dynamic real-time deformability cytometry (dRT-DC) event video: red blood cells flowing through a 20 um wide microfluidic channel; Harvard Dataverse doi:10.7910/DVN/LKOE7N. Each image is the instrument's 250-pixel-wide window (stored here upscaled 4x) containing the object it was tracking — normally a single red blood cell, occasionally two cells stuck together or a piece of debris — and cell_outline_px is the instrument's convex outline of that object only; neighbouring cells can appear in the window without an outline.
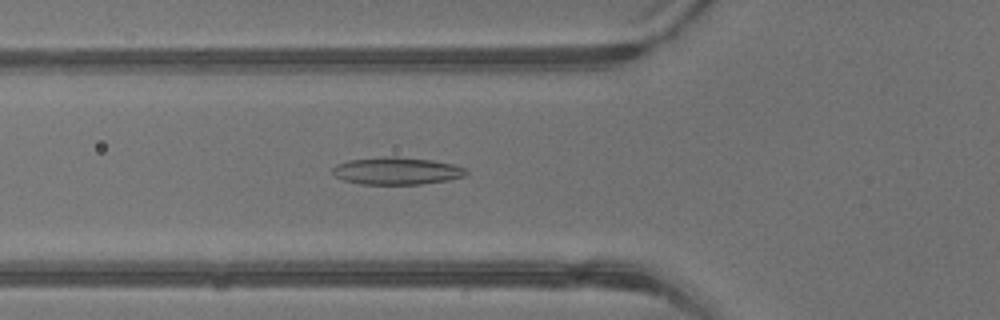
{"species": "common noctule bat (a hibernating species)", "species_latin": "Nyctalus noctula", "temperature_condition": "warm", "stored_images_in_passage": 28, "camera_frame_rate_fps": 3000, "um_per_image_px": 0.085, "animal": {"sex": "male", "body_mass_g": 13.3}, "frame": {"image": 1, "passage_image": 2, "time_ms": 0.333, "image_size_px": [1000, 320], "cell_outline_px": [[468, 172], [464, 176], [448, 180], [420, 184], [360, 184], [344, 180], [336, 176], [332, 172], [332, 168], [336, 164], [348, 160], [384, 156], [396, 156], [432, 160], [452, 164], [464, 168]], "centroid_in_image_um": [33.69, 14.52], "position_along_channel_um": 92.1, "area_um2": 21.27}}
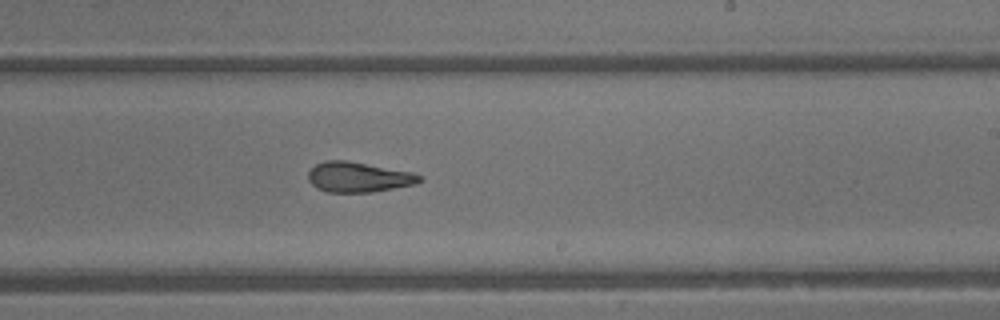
{"frame": {"image": 2, "passage_image": 12, "time_ms": 3.667, "image_size_px": [1000, 320], "cell_outline_px": [[424, 180], [416, 184], [372, 192], [328, 192], [316, 188], [308, 180], [308, 172], [316, 164], [324, 160], [344, 160], [412, 172], [420, 176]], "centroid_in_image_um": [30.45, 15.06], "position_along_channel_um": 258.5, "area_um2": 19.48}}
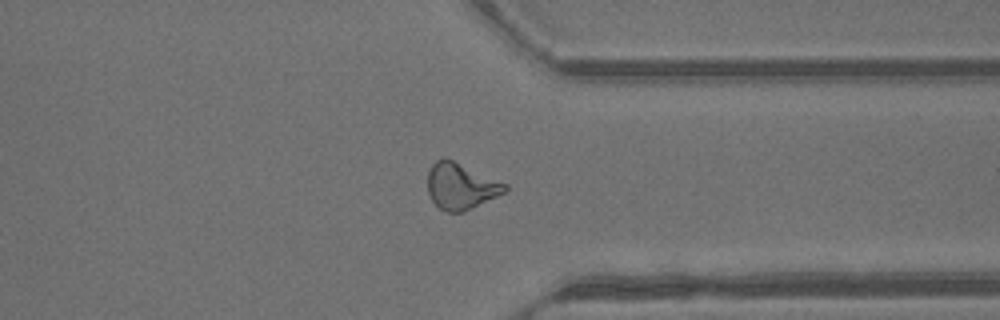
{"frame": {"image": 3, "passage_image": 19, "time_ms": 6.0, "image_size_px": [1000, 320], "cell_outline_px": [[508, 188], [504, 192], [464, 212], [448, 212], [440, 208], [432, 200], [428, 192], [428, 172], [432, 164], [436, 160], [444, 156], [508, 184]], "centroid_in_image_um": [39.15, 15.8], "position_along_channel_um": 372.2, "area_um2": 20.69}}